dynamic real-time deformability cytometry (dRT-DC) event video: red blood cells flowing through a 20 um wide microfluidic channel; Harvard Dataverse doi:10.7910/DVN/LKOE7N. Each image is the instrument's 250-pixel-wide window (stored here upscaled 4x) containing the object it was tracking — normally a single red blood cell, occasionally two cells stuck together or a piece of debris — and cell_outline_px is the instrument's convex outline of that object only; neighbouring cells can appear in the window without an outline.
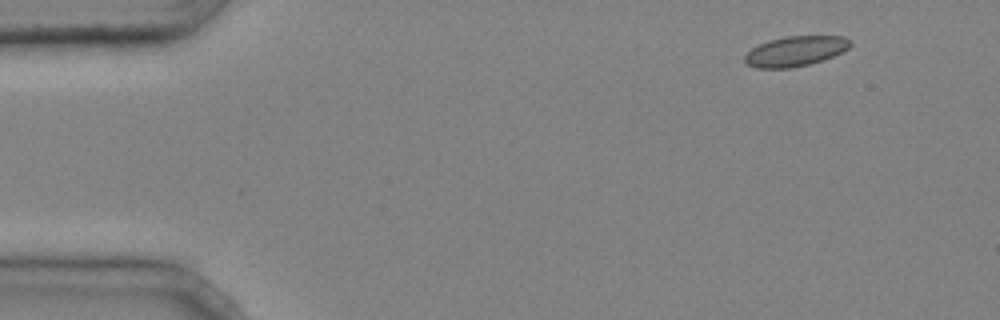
{"species": "common noctule bat (a hibernating species)", "species_latin": "Nyctalus noctula", "temperature_condition": "cold", "stored_images_in_passage": 3, "camera_frame_rate_fps": 3000, "um_per_image_px": 0.085, "animal": {"sex": "male", "body_mass_g": 20.4}, "frame": {"image": 1, "passage_image": 1, "time_ms": 0.0, "image_size_px": [1000, 320], "cell_outline_px": [[852, 44], [848, 48], [824, 60], [792, 68], [756, 68], [748, 64], [744, 60], [744, 56], [752, 48], [768, 40], [788, 36], [844, 36], [852, 40]], "centroid_in_image_um": [67.62, 4.35], "position_along_channel_um": 17.4, "area_um2": 18.44}}